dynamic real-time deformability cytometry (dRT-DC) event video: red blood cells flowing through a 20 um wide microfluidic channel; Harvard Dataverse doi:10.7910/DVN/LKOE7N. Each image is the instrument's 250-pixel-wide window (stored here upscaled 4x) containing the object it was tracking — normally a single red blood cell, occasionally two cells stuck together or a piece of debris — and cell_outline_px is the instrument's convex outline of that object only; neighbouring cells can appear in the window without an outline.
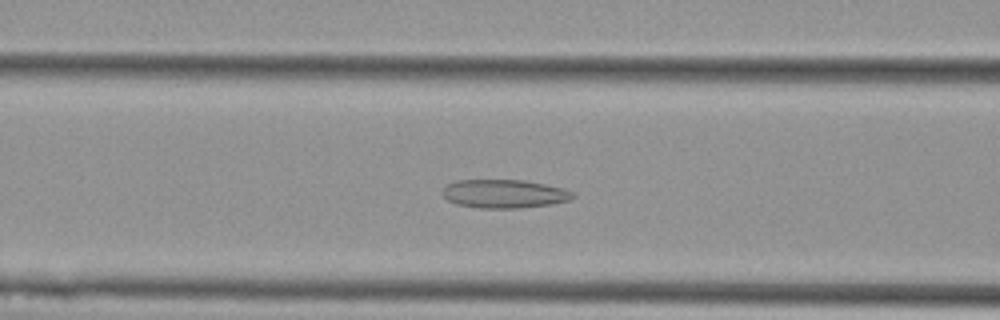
{"species": "Egyptian fruit bat (a non-hibernating species)", "species_latin": "Rousettus aegyptiacus", "temperature_condition": "cold", "stored_images_in_passage": 44, "camera_frame_rate_fps": 3000, "um_per_image_px": 0.085, "animal": {"sex": "female"}, "frame": {"image": 1, "passage_image": 21, "time_ms": 6.667, "image_size_px": [1000, 320], "cell_outline_px": [[576, 196], [572, 200], [552, 204], [520, 208], [480, 208], [456, 204], [448, 200], [444, 196], [444, 188], [448, 184], [456, 180], [524, 180], [544, 184], [560, 188], [572, 192]], "centroid_in_image_um": [42.88, 16.48], "position_along_channel_um": 123.7, "area_um2": 21.56}}
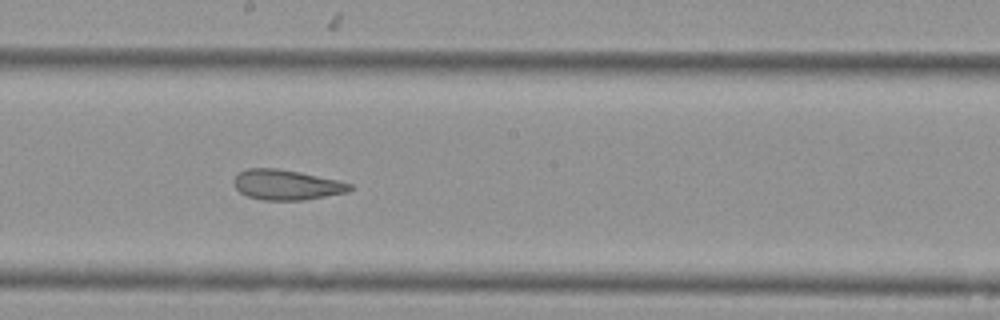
{"frame": {"image": 2, "passage_image": 29, "time_ms": 9.333, "image_size_px": [1000, 320], "cell_outline_px": [[352, 188], [348, 192], [304, 200], [264, 200], [248, 196], [240, 192], [236, 188], [232, 180], [240, 172], [248, 168], [276, 168], [300, 172], [336, 180], [352, 184]], "centroid_in_image_um": [24.34, 15.71], "position_along_channel_um": 223.9, "area_um2": 20.23}}
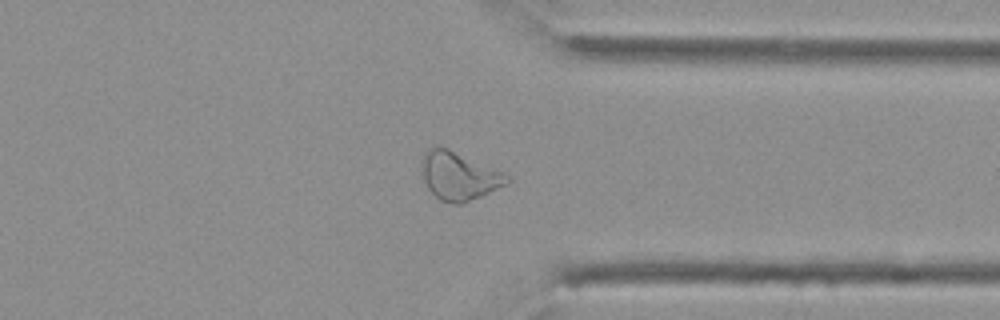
{"frame": {"image": 3, "passage_image": 41, "time_ms": 13.333, "image_size_px": [1000, 320], "cell_outline_px": [[512, 180], [508, 184], [464, 204], [456, 204], [440, 200], [428, 188], [424, 180], [420, 164], [420, 160], [436, 144], [448, 148], [504, 172]], "centroid_in_image_um": [39.03, 14.96], "position_along_channel_um": 372.4, "area_um2": 24.04}, "authors_computed_cell_mechanics": {"area_um2": 22.4264, "velocity_mm_per_s": 3.7609, "shape_relaxation_time_tau1_ms": null, "shape_relaxation_time_tau2_ms": 2.8264, "deformation_change_tau1": null, "deformation_change_tau2": 0.1006}}